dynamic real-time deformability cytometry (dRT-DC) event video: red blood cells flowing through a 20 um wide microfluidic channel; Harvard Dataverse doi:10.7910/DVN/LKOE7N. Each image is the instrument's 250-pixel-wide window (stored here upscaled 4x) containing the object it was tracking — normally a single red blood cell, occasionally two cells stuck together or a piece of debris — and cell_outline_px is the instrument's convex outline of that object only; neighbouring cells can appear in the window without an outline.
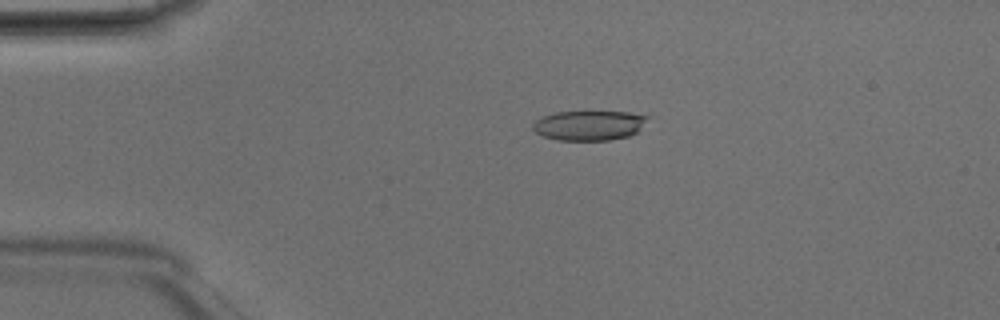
{"species": "Egyptian fruit bat (a non-hibernating species)", "species_latin": "Rousettus aegyptiacus", "temperature_condition": "room temperature", "stored_images_in_passage": 48, "camera_frame_rate_fps": 3000, "um_per_image_px": 0.085, "animal": {"sex": "male"}, "frame": {"image": 1, "passage_image": 10, "time_ms": 3.0, "image_size_px": [1000, 320], "cell_outline_px": [[652, 116], [640, 132], [628, 136], [608, 140], [556, 140], [544, 136], [536, 132], [532, 128], [532, 124], [536, 120], [544, 116], [556, 112], [584, 108], [588, 108], [628, 112]], "centroid_in_image_um": [50.15, 10.59], "position_along_channel_um": 34.8, "area_um2": 21.21}}
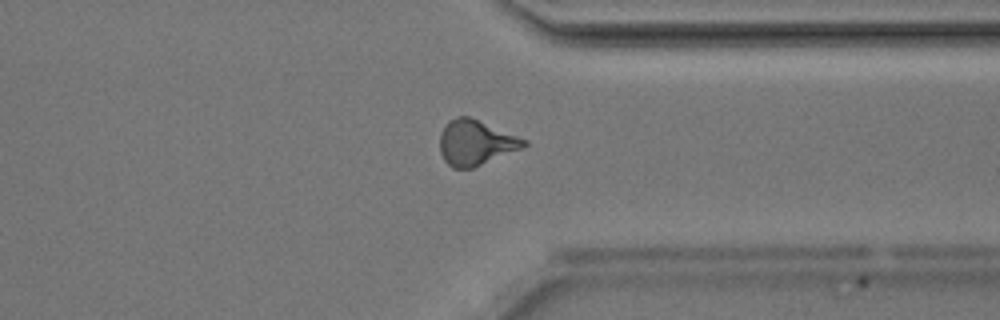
{"frame": {"image": 2, "passage_image": 37, "time_ms": 12.0, "image_size_px": [1000, 320], "cell_outline_px": [[528, 144], [524, 148], [472, 168], [452, 168], [444, 160], [440, 152], [440, 132], [448, 120], [456, 116], [468, 116], [528, 140]], "centroid_in_image_um": [40.43, 12.12], "position_along_channel_um": 371.0, "area_um2": 22.2}}
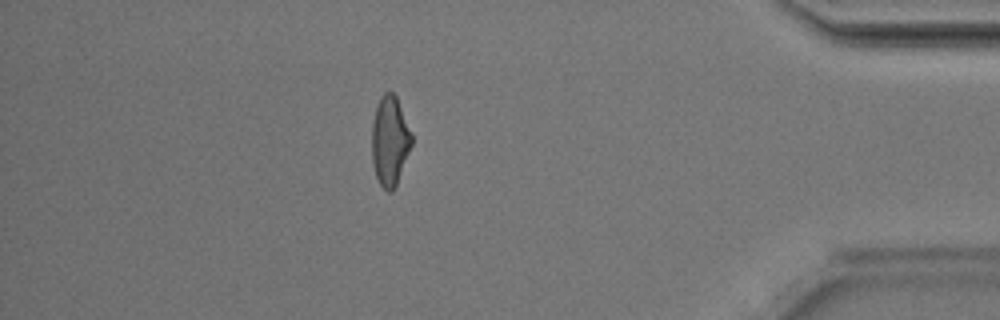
{"frame": {"image": 3, "passage_image": 42, "time_ms": 13.667, "image_size_px": [1000, 320], "cell_outline_px": [[412, 144], [396, 184], [392, 192], [388, 192], [380, 184], [376, 176], [372, 160], [372, 124], [376, 108], [380, 96], [384, 92], [392, 92], [396, 96], [412, 132]], "centroid_in_image_um": [33.14, 11.95], "position_along_channel_um": 402.1, "area_um2": 20.63}, "authors_computed_cell_mechanics": {"area_um2": 21.5016, "velocity_mm_per_s": 4.2042, "shape_relaxation_time_tau1_ms": 4.9014, "shape_relaxation_time_tau2_ms": 1.3779, "deformation_change_tau1": 0.1711, "deformation_change_tau2": 0.0903}}